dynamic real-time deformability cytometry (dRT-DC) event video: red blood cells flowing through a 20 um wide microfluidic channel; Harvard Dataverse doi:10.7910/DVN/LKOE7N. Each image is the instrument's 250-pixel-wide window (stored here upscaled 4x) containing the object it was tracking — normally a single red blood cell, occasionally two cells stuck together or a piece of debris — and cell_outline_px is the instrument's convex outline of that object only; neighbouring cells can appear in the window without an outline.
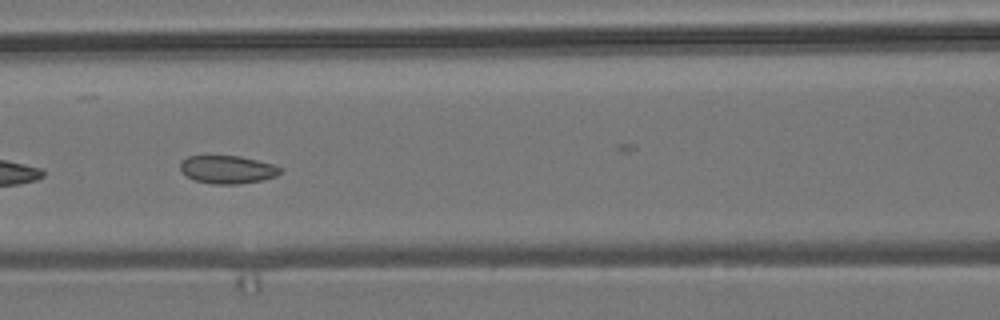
{"species": "common noctule bat (a hibernating species)", "species_latin": "Nyctalus noctula", "temperature_condition": "room temperature", "stored_images_in_passage": 10, "camera_frame_rate_fps": 3000, "um_per_image_px": 0.085, "animal": {"sex": "male", "body_mass_g": 19.2, "forearm_length_mm": 51.8}, "frame": {"image": 1, "passage_image": 6, "time_ms": 1.667, "image_size_px": [1000, 320], "cell_outline_px": [[284, 168], [276, 176], [260, 180], [240, 184], [212, 184], [196, 180], [188, 176], [180, 168], [180, 160], [188, 156], [240, 156], [276, 164]], "centroid_in_image_um": [19.38, 14.4], "position_along_channel_um": 147.2, "area_um2": 16.36}}
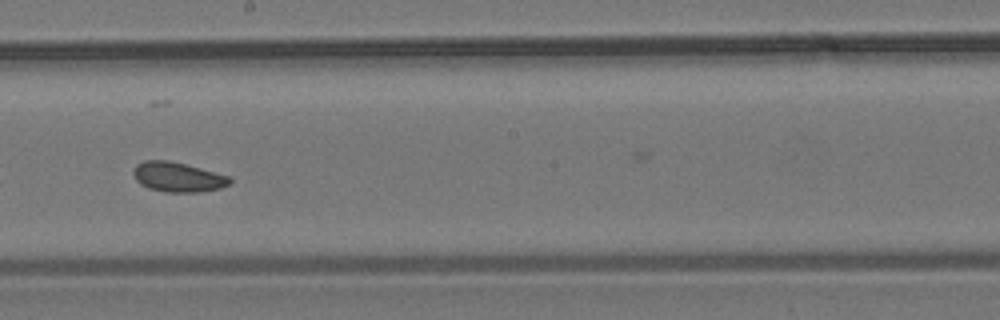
{"frame": {"image": 2, "passage_image": 8, "time_ms": 2.333, "image_size_px": [1000, 320], "cell_outline_px": [[232, 184], [220, 188], [200, 192], [164, 192], [148, 188], [140, 184], [136, 180], [132, 172], [136, 164], [144, 160], [168, 160], [200, 168], [228, 176], [232, 180]], "centroid_in_image_um": [15.09, 15.05], "position_along_channel_um": 233.1, "area_um2": 16.76}}
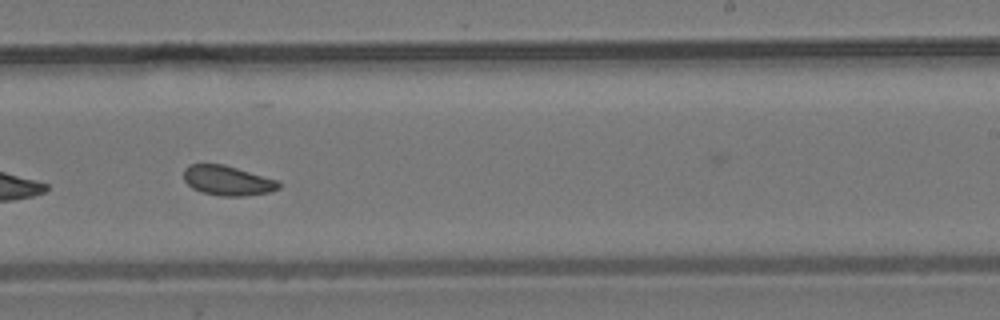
{"frame": {"image": 3, "passage_image": 9, "time_ms": 2.667, "image_size_px": [1000, 320], "cell_outline_px": [[280, 188], [268, 192], [240, 196], [220, 196], [200, 192], [192, 188], [184, 180], [184, 168], [192, 164], [224, 164], [276, 180], [280, 184]], "centroid_in_image_um": [19.3, 15.35], "position_along_channel_um": 269.7, "area_um2": 16.3}}